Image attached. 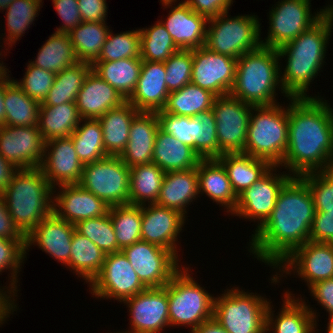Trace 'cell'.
I'll return each instance as SVG.
<instances>
[{"instance_id":"ffe728a7","label":"cell","mask_w":333,"mask_h":333,"mask_svg":"<svg viewBox=\"0 0 333 333\" xmlns=\"http://www.w3.org/2000/svg\"><path fill=\"white\" fill-rule=\"evenodd\" d=\"M141 240L172 251L178 256L180 232L186 217L178 210L154 204L141 205Z\"/></svg>"},{"instance_id":"4fadbf2b","label":"cell","mask_w":333,"mask_h":333,"mask_svg":"<svg viewBox=\"0 0 333 333\" xmlns=\"http://www.w3.org/2000/svg\"><path fill=\"white\" fill-rule=\"evenodd\" d=\"M88 287L94 298L119 303L147 289L122 251L105 255L101 271Z\"/></svg>"},{"instance_id":"d6986e66","label":"cell","mask_w":333,"mask_h":333,"mask_svg":"<svg viewBox=\"0 0 333 333\" xmlns=\"http://www.w3.org/2000/svg\"><path fill=\"white\" fill-rule=\"evenodd\" d=\"M45 140L38 126H1L0 154L17 169L40 168Z\"/></svg>"},{"instance_id":"f35d334b","label":"cell","mask_w":333,"mask_h":333,"mask_svg":"<svg viewBox=\"0 0 333 333\" xmlns=\"http://www.w3.org/2000/svg\"><path fill=\"white\" fill-rule=\"evenodd\" d=\"M165 172L155 163L130 168L129 204H154L160 194Z\"/></svg>"},{"instance_id":"03108f58","label":"cell","mask_w":333,"mask_h":333,"mask_svg":"<svg viewBox=\"0 0 333 333\" xmlns=\"http://www.w3.org/2000/svg\"><path fill=\"white\" fill-rule=\"evenodd\" d=\"M189 333H228L214 318L202 323Z\"/></svg>"},{"instance_id":"91938a15","label":"cell","mask_w":333,"mask_h":333,"mask_svg":"<svg viewBox=\"0 0 333 333\" xmlns=\"http://www.w3.org/2000/svg\"><path fill=\"white\" fill-rule=\"evenodd\" d=\"M308 290L313 300L328 313V319L333 317V278L315 282Z\"/></svg>"},{"instance_id":"7402d4cb","label":"cell","mask_w":333,"mask_h":333,"mask_svg":"<svg viewBox=\"0 0 333 333\" xmlns=\"http://www.w3.org/2000/svg\"><path fill=\"white\" fill-rule=\"evenodd\" d=\"M84 165L79 160L71 137L45 142L40 169L54 188L63 184H79Z\"/></svg>"},{"instance_id":"cb8c5ba5","label":"cell","mask_w":333,"mask_h":333,"mask_svg":"<svg viewBox=\"0 0 333 333\" xmlns=\"http://www.w3.org/2000/svg\"><path fill=\"white\" fill-rule=\"evenodd\" d=\"M75 230L74 224L59 218L53 212L25 237V255L30 251V247L35 245L66 267L70 259L71 240Z\"/></svg>"},{"instance_id":"8c879c8a","label":"cell","mask_w":333,"mask_h":333,"mask_svg":"<svg viewBox=\"0 0 333 333\" xmlns=\"http://www.w3.org/2000/svg\"><path fill=\"white\" fill-rule=\"evenodd\" d=\"M180 0H160V2H178Z\"/></svg>"},{"instance_id":"11a10c76","label":"cell","mask_w":333,"mask_h":333,"mask_svg":"<svg viewBox=\"0 0 333 333\" xmlns=\"http://www.w3.org/2000/svg\"><path fill=\"white\" fill-rule=\"evenodd\" d=\"M160 129L193 148L194 117L157 113Z\"/></svg>"},{"instance_id":"c3c4849f","label":"cell","mask_w":333,"mask_h":333,"mask_svg":"<svg viewBox=\"0 0 333 333\" xmlns=\"http://www.w3.org/2000/svg\"><path fill=\"white\" fill-rule=\"evenodd\" d=\"M192 138L193 149L201 159H217L219 157L216 120L212 109L194 117Z\"/></svg>"},{"instance_id":"1f68e13d","label":"cell","mask_w":333,"mask_h":333,"mask_svg":"<svg viewBox=\"0 0 333 333\" xmlns=\"http://www.w3.org/2000/svg\"><path fill=\"white\" fill-rule=\"evenodd\" d=\"M139 111L128 101L98 118L108 156H120L129 141L130 125Z\"/></svg>"},{"instance_id":"836d02e7","label":"cell","mask_w":333,"mask_h":333,"mask_svg":"<svg viewBox=\"0 0 333 333\" xmlns=\"http://www.w3.org/2000/svg\"><path fill=\"white\" fill-rule=\"evenodd\" d=\"M142 61L141 58L95 61L92 71L108 82L127 101L136 89Z\"/></svg>"},{"instance_id":"6125c7cd","label":"cell","mask_w":333,"mask_h":333,"mask_svg":"<svg viewBox=\"0 0 333 333\" xmlns=\"http://www.w3.org/2000/svg\"><path fill=\"white\" fill-rule=\"evenodd\" d=\"M0 238L25 240V236L18 230L11 219L2 193H0Z\"/></svg>"},{"instance_id":"2644e50d","label":"cell","mask_w":333,"mask_h":333,"mask_svg":"<svg viewBox=\"0 0 333 333\" xmlns=\"http://www.w3.org/2000/svg\"><path fill=\"white\" fill-rule=\"evenodd\" d=\"M0 56H4L5 55L2 54V51L0 52ZM2 57H0L1 59ZM2 62V63H1ZM8 66H5V63H3V61L0 60V75L7 69Z\"/></svg>"},{"instance_id":"603a6c76","label":"cell","mask_w":333,"mask_h":333,"mask_svg":"<svg viewBox=\"0 0 333 333\" xmlns=\"http://www.w3.org/2000/svg\"><path fill=\"white\" fill-rule=\"evenodd\" d=\"M58 187L53 188V212L71 224L104 216L109 211V206L102 199L80 184H63Z\"/></svg>"},{"instance_id":"be15d7a7","label":"cell","mask_w":333,"mask_h":333,"mask_svg":"<svg viewBox=\"0 0 333 333\" xmlns=\"http://www.w3.org/2000/svg\"><path fill=\"white\" fill-rule=\"evenodd\" d=\"M16 170L17 168L0 154V193L7 188Z\"/></svg>"},{"instance_id":"277c9868","label":"cell","mask_w":333,"mask_h":333,"mask_svg":"<svg viewBox=\"0 0 333 333\" xmlns=\"http://www.w3.org/2000/svg\"><path fill=\"white\" fill-rule=\"evenodd\" d=\"M53 191L40 168L14 172L2 194L14 225L25 237L53 213Z\"/></svg>"},{"instance_id":"ab89813d","label":"cell","mask_w":333,"mask_h":333,"mask_svg":"<svg viewBox=\"0 0 333 333\" xmlns=\"http://www.w3.org/2000/svg\"><path fill=\"white\" fill-rule=\"evenodd\" d=\"M106 22H81L68 35L78 62L93 64L110 31Z\"/></svg>"},{"instance_id":"003e7915","label":"cell","mask_w":333,"mask_h":333,"mask_svg":"<svg viewBox=\"0 0 333 333\" xmlns=\"http://www.w3.org/2000/svg\"><path fill=\"white\" fill-rule=\"evenodd\" d=\"M5 96V71L0 75V127L6 125Z\"/></svg>"},{"instance_id":"5b68a950","label":"cell","mask_w":333,"mask_h":333,"mask_svg":"<svg viewBox=\"0 0 333 333\" xmlns=\"http://www.w3.org/2000/svg\"><path fill=\"white\" fill-rule=\"evenodd\" d=\"M278 50L260 46L237 59L235 82L230 94L254 106L273 105L279 91L289 98L280 82ZM281 89V90H280Z\"/></svg>"},{"instance_id":"8992f818","label":"cell","mask_w":333,"mask_h":333,"mask_svg":"<svg viewBox=\"0 0 333 333\" xmlns=\"http://www.w3.org/2000/svg\"><path fill=\"white\" fill-rule=\"evenodd\" d=\"M253 106L248 123L244 154L279 166L288 145V105Z\"/></svg>"},{"instance_id":"bcb514c9","label":"cell","mask_w":333,"mask_h":333,"mask_svg":"<svg viewBox=\"0 0 333 333\" xmlns=\"http://www.w3.org/2000/svg\"><path fill=\"white\" fill-rule=\"evenodd\" d=\"M140 30V58L145 61L166 62L179 50L166 27L159 21Z\"/></svg>"},{"instance_id":"f546056e","label":"cell","mask_w":333,"mask_h":333,"mask_svg":"<svg viewBox=\"0 0 333 333\" xmlns=\"http://www.w3.org/2000/svg\"><path fill=\"white\" fill-rule=\"evenodd\" d=\"M197 175L199 194H205L230 215L237 204V196L223 165L217 159H202L197 165Z\"/></svg>"},{"instance_id":"b9f144b4","label":"cell","mask_w":333,"mask_h":333,"mask_svg":"<svg viewBox=\"0 0 333 333\" xmlns=\"http://www.w3.org/2000/svg\"><path fill=\"white\" fill-rule=\"evenodd\" d=\"M92 70V65L85 62H77L71 67L58 72L54 84L41 103L46 106H57L66 102L75 103L83 82Z\"/></svg>"},{"instance_id":"8d00e7d4","label":"cell","mask_w":333,"mask_h":333,"mask_svg":"<svg viewBox=\"0 0 333 333\" xmlns=\"http://www.w3.org/2000/svg\"><path fill=\"white\" fill-rule=\"evenodd\" d=\"M105 260V253L90 239L76 230L71 240V253L66 267L73 274L83 278L88 285L99 274Z\"/></svg>"},{"instance_id":"9a60e30c","label":"cell","mask_w":333,"mask_h":333,"mask_svg":"<svg viewBox=\"0 0 333 333\" xmlns=\"http://www.w3.org/2000/svg\"><path fill=\"white\" fill-rule=\"evenodd\" d=\"M121 251L147 288L164 287L182 267L181 259L172 251L142 240Z\"/></svg>"},{"instance_id":"89a4df30","label":"cell","mask_w":333,"mask_h":333,"mask_svg":"<svg viewBox=\"0 0 333 333\" xmlns=\"http://www.w3.org/2000/svg\"><path fill=\"white\" fill-rule=\"evenodd\" d=\"M328 320L329 321L326 325L327 327H325V328H327L326 333H333V317L329 318Z\"/></svg>"},{"instance_id":"ee69618b","label":"cell","mask_w":333,"mask_h":333,"mask_svg":"<svg viewBox=\"0 0 333 333\" xmlns=\"http://www.w3.org/2000/svg\"><path fill=\"white\" fill-rule=\"evenodd\" d=\"M70 137L83 165L108 157L98 119H82Z\"/></svg>"},{"instance_id":"30bf717a","label":"cell","mask_w":333,"mask_h":333,"mask_svg":"<svg viewBox=\"0 0 333 333\" xmlns=\"http://www.w3.org/2000/svg\"><path fill=\"white\" fill-rule=\"evenodd\" d=\"M312 14L311 0H279L269 10L267 37L261 45L278 49L313 26L332 6L333 1Z\"/></svg>"},{"instance_id":"f907efd6","label":"cell","mask_w":333,"mask_h":333,"mask_svg":"<svg viewBox=\"0 0 333 333\" xmlns=\"http://www.w3.org/2000/svg\"><path fill=\"white\" fill-rule=\"evenodd\" d=\"M75 228L79 234L90 239L105 255L118 252V244L109 212L104 216L79 221Z\"/></svg>"},{"instance_id":"4dcf8cb0","label":"cell","mask_w":333,"mask_h":333,"mask_svg":"<svg viewBox=\"0 0 333 333\" xmlns=\"http://www.w3.org/2000/svg\"><path fill=\"white\" fill-rule=\"evenodd\" d=\"M201 160L192 147L159 128L155 138L153 163L165 173L196 168Z\"/></svg>"},{"instance_id":"ba28073f","label":"cell","mask_w":333,"mask_h":333,"mask_svg":"<svg viewBox=\"0 0 333 333\" xmlns=\"http://www.w3.org/2000/svg\"><path fill=\"white\" fill-rule=\"evenodd\" d=\"M232 287L214 297L213 318L228 333H266V312L271 299L239 286Z\"/></svg>"},{"instance_id":"2e32d148","label":"cell","mask_w":333,"mask_h":333,"mask_svg":"<svg viewBox=\"0 0 333 333\" xmlns=\"http://www.w3.org/2000/svg\"><path fill=\"white\" fill-rule=\"evenodd\" d=\"M280 168L272 166L252 186L239 194L230 215L257 222L254 230L258 229L271 215L281 188L292 177L287 171L280 172Z\"/></svg>"},{"instance_id":"7bdbcfd3","label":"cell","mask_w":333,"mask_h":333,"mask_svg":"<svg viewBox=\"0 0 333 333\" xmlns=\"http://www.w3.org/2000/svg\"><path fill=\"white\" fill-rule=\"evenodd\" d=\"M43 0H14L6 9V33H2L0 40H4L3 46L6 52L9 47L17 43L20 38L24 36L26 30H29L30 25H34L33 21L39 16L40 7L42 8ZM38 15V16H37ZM5 35V38L2 36ZM1 44V42H0ZM8 45V46H7Z\"/></svg>"},{"instance_id":"5bb4252c","label":"cell","mask_w":333,"mask_h":333,"mask_svg":"<svg viewBox=\"0 0 333 333\" xmlns=\"http://www.w3.org/2000/svg\"><path fill=\"white\" fill-rule=\"evenodd\" d=\"M252 104L231 94L216 96L212 111L216 120L219 156L244 153Z\"/></svg>"},{"instance_id":"816d5d0a","label":"cell","mask_w":333,"mask_h":333,"mask_svg":"<svg viewBox=\"0 0 333 333\" xmlns=\"http://www.w3.org/2000/svg\"><path fill=\"white\" fill-rule=\"evenodd\" d=\"M193 49H179L164 62L166 86L169 92L180 90L191 83Z\"/></svg>"},{"instance_id":"f1b7e54d","label":"cell","mask_w":333,"mask_h":333,"mask_svg":"<svg viewBox=\"0 0 333 333\" xmlns=\"http://www.w3.org/2000/svg\"><path fill=\"white\" fill-rule=\"evenodd\" d=\"M200 197L197 167L166 172L156 204L178 210L186 218L187 207Z\"/></svg>"},{"instance_id":"d4e9b609","label":"cell","mask_w":333,"mask_h":333,"mask_svg":"<svg viewBox=\"0 0 333 333\" xmlns=\"http://www.w3.org/2000/svg\"><path fill=\"white\" fill-rule=\"evenodd\" d=\"M170 9L167 18L160 20L179 49H197L205 45L208 18L194 12L184 1L160 2ZM177 5H176V4Z\"/></svg>"},{"instance_id":"ac0fdd59","label":"cell","mask_w":333,"mask_h":333,"mask_svg":"<svg viewBox=\"0 0 333 333\" xmlns=\"http://www.w3.org/2000/svg\"><path fill=\"white\" fill-rule=\"evenodd\" d=\"M237 59L212 52L206 46L193 49L191 83L216 96L230 94L235 82Z\"/></svg>"},{"instance_id":"a7ac6f4b","label":"cell","mask_w":333,"mask_h":333,"mask_svg":"<svg viewBox=\"0 0 333 333\" xmlns=\"http://www.w3.org/2000/svg\"><path fill=\"white\" fill-rule=\"evenodd\" d=\"M14 0H0V11L3 12Z\"/></svg>"},{"instance_id":"753ad0ef","label":"cell","mask_w":333,"mask_h":333,"mask_svg":"<svg viewBox=\"0 0 333 333\" xmlns=\"http://www.w3.org/2000/svg\"><path fill=\"white\" fill-rule=\"evenodd\" d=\"M108 333H109V332H108ZM110 333H112V332H110ZM114 333H124V332L118 331V332H114Z\"/></svg>"},{"instance_id":"e7e4bbea","label":"cell","mask_w":333,"mask_h":333,"mask_svg":"<svg viewBox=\"0 0 333 333\" xmlns=\"http://www.w3.org/2000/svg\"><path fill=\"white\" fill-rule=\"evenodd\" d=\"M17 306L0 290V327L7 322L11 314L17 311Z\"/></svg>"},{"instance_id":"d590c367","label":"cell","mask_w":333,"mask_h":333,"mask_svg":"<svg viewBox=\"0 0 333 333\" xmlns=\"http://www.w3.org/2000/svg\"><path fill=\"white\" fill-rule=\"evenodd\" d=\"M82 120L76 103L66 102L57 106L40 105L38 129L45 142L70 137Z\"/></svg>"},{"instance_id":"9c48e42d","label":"cell","mask_w":333,"mask_h":333,"mask_svg":"<svg viewBox=\"0 0 333 333\" xmlns=\"http://www.w3.org/2000/svg\"><path fill=\"white\" fill-rule=\"evenodd\" d=\"M229 11L210 18L205 45L212 52L238 59L261 46V23L257 15L232 16Z\"/></svg>"},{"instance_id":"6da1fadb","label":"cell","mask_w":333,"mask_h":333,"mask_svg":"<svg viewBox=\"0 0 333 333\" xmlns=\"http://www.w3.org/2000/svg\"><path fill=\"white\" fill-rule=\"evenodd\" d=\"M315 213L308 185L300 176H292L281 188L271 215L249 236L248 252L274 271L310 240Z\"/></svg>"},{"instance_id":"e0dca14e","label":"cell","mask_w":333,"mask_h":333,"mask_svg":"<svg viewBox=\"0 0 333 333\" xmlns=\"http://www.w3.org/2000/svg\"><path fill=\"white\" fill-rule=\"evenodd\" d=\"M123 304L127 305L130 317V329L122 331L124 333H161L170 327L167 284L161 288H147Z\"/></svg>"},{"instance_id":"f6af8a7d","label":"cell","mask_w":333,"mask_h":333,"mask_svg":"<svg viewBox=\"0 0 333 333\" xmlns=\"http://www.w3.org/2000/svg\"><path fill=\"white\" fill-rule=\"evenodd\" d=\"M108 212L114 228L118 252L124 247L141 241V206L123 204L109 207Z\"/></svg>"},{"instance_id":"74e56055","label":"cell","mask_w":333,"mask_h":333,"mask_svg":"<svg viewBox=\"0 0 333 333\" xmlns=\"http://www.w3.org/2000/svg\"><path fill=\"white\" fill-rule=\"evenodd\" d=\"M216 95L192 83L169 93L164 108L157 113L196 117L212 109Z\"/></svg>"},{"instance_id":"6f0895ef","label":"cell","mask_w":333,"mask_h":333,"mask_svg":"<svg viewBox=\"0 0 333 333\" xmlns=\"http://www.w3.org/2000/svg\"><path fill=\"white\" fill-rule=\"evenodd\" d=\"M310 241L333 244V212H316L310 230Z\"/></svg>"},{"instance_id":"e575fe53","label":"cell","mask_w":333,"mask_h":333,"mask_svg":"<svg viewBox=\"0 0 333 333\" xmlns=\"http://www.w3.org/2000/svg\"><path fill=\"white\" fill-rule=\"evenodd\" d=\"M9 69L5 70V96L7 126H38L41 103L27 96L10 77Z\"/></svg>"},{"instance_id":"f5cc1de1","label":"cell","mask_w":333,"mask_h":333,"mask_svg":"<svg viewBox=\"0 0 333 333\" xmlns=\"http://www.w3.org/2000/svg\"><path fill=\"white\" fill-rule=\"evenodd\" d=\"M300 177L311 191L316 212H333V168Z\"/></svg>"},{"instance_id":"4316f807","label":"cell","mask_w":333,"mask_h":333,"mask_svg":"<svg viewBox=\"0 0 333 333\" xmlns=\"http://www.w3.org/2000/svg\"><path fill=\"white\" fill-rule=\"evenodd\" d=\"M157 112H139L131 122L129 141L119 156L128 166L153 163V150L159 130Z\"/></svg>"},{"instance_id":"7dc6e473","label":"cell","mask_w":333,"mask_h":333,"mask_svg":"<svg viewBox=\"0 0 333 333\" xmlns=\"http://www.w3.org/2000/svg\"><path fill=\"white\" fill-rule=\"evenodd\" d=\"M25 258V240H12L7 238H0V275L4 271H9L7 286H0V290L18 307L15 297H17L19 283L18 276L24 265ZM19 274V275H18Z\"/></svg>"},{"instance_id":"d6a6232c","label":"cell","mask_w":333,"mask_h":333,"mask_svg":"<svg viewBox=\"0 0 333 333\" xmlns=\"http://www.w3.org/2000/svg\"><path fill=\"white\" fill-rule=\"evenodd\" d=\"M217 160L225 168L236 196L252 186L272 167L268 161L244 153H223Z\"/></svg>"},{"instance_id":"484cf974","label":"cell","mask_w":333,"mask_h":333,"mask_svg":"<svg viewBox=\"0 0 333 333\" xmlns=\"http://www.w3.org/2000/svg\"><path fill=\"white\" fill-rule=\"evenodd\" d=\"M164 62L142 61L136 89L127 100L139 112H158L164 108L169 91Z\"/></svg>"},{"instance_id":"7a4b0ae2","label":"cell","mask_w":333,"mask_h":333,"mask_svg":"<svg viewBox=\"0 0 333 333\" xmlns=\"http://www.w3.org/2000/svg\"><path fill=\"white\" fill-rule=\"evenodd\" d=\"M288 145L279 165L291 176L333 168V106L321 98H288Z\"/></svg>"},{"instance_id":"db71d44e","label":"cell","mask_w":333,"mask_h":333,"mask_svg":"<svg viewBox=\"0 0 333 333\" xmlns=\"http://www.w3.org/2000/svg\"><path fill=\"white\" fill-rule=\"evenodd\" d=\"M56 74L36 67L28 62L24 77L13 81L24 91V93L42 103L49 90L54 84Z\"/></svg>"},{"instance_id":"52a82bcc","label":"cell","mask_w":333,"mask_h":333,"mask_svg":"<svg viewBox=\"0 0 333 333\" xmlns=\"http://www.w3.org/2000/svg\"><path fill=\"white\" fill-rule=\"evenodd\" d=\"M189 267L183 265L173 275L167 294L170 327H190L192 331L213 318L214 294L199 285Z\"/></svg>"},{"instance_id":"680465c9","label":"cell","mask_w":333,"mask_h":333,"mask_svg":"<svg viewBox=\"0 0 333 333\" xmlns=\"http://www.w3.org/2000/svg\"><path fill=\"white\" fill-rule=\"evenodd\" d=\"M194 12L207 17H217L230 10L233 0H183Z\"/></svg>"},{"instance_id":"3957f363","label":"cell","mask_w":333,"mask_h":333,"mask_svg":"<svg viewBox=\"0 0 333 333\" xmlns=\"http://www.w3.org/2000/svg\"><path fill=\"white\" fill-rule=\"evenodd\" d=\"M332 30L333 5L313 26L277 49L279 60L286 59L284 69L280 64V82L289 98H321V95L310 96L307 92L326 63Z\"/></svg>"},{"instance_id":"9f6ffc18","label":"cell","mask_w":333,"mask_h":333,"mask_svg":"<svg viewBox=\"0 0 333 333\" xmlns=\"http://www.w3.org/2000/svg\"><path fill=\"white\" fill-rule=\"evenodd\" d=\"M52 3L63 23L62 26L56 27V32L69 34L82 22L78 0H52Z\"/></svg>"},{"instance_id":"681fc988","label":"cell","mask_w":333,"mask_h":333,"mask_svg":"<svg viewBox=\"0 0 333 333\" xmlns=\"http://www.w3.org/2000/svg\"><path fill=\"white\" fill-rule=\"evenodd\" d=\"M140 30H128L113 34L110 31L96 61H114L140 58Z\"/></svg>"},{"instance_id":"7c38bea8","label":"cell","mask_w":333,"mask_h":333,"mask_svg":"<svg viewBox=\"0 0 333 333\" xmlns=\"http://www.w3.org/2000/svg\"><path fill=\"white\" fill-rule=\"evenodd\" d=\"M274 270L275 274L269 280L275 285L283 277L287 278L286 275L292 274L304 280L308 288L315 282L333 278V244L309 240L296 248Z\"/></svg>"},{"instance_id":"83f0119b","label":"cell","mask_w":333,"mask_h":333,"mask_svg":"<svg viewBox=\"0 0 333 333\" xmlns=\"http://www.w3.org/2000/svg\"><path fill=\"white\" fill-rule=\"evenodd\" d=\"M126 100L108 82L92 70L86 76L76 98V107L82 119H98Z\"/></svg>"},{"instance_id":"60d3db41","label":"cell","mask_w":333,"mask_h":333,"mask_svg":"<svg viewBox=\"0 0 333 333\" xmlns=\"http://www.w3.org/2000/svg\"><path fill=\"white\" fill-rule=\"evenodd\" d=\"M48 38L30 64L57 74L78 62L68 34L55 31Z\"/></svg>"},{"instance_id":"8fae6325","label":"cell","mask_w":333,"mask_h":333,"mask_svg":"<svg viewBox=\"0 0 333 333\" xmlns=\"http://www.w3.org/2000/svg\"><path fill=\"white\" fill-rule=\"evenodd\" d=\"M130 167L119 156L85 164L80 185L109 207L129 204Z\"/></svg>"},{"instance_id":"94428289","label":"cell","mask_w":333,"mask_h":333,"mask_svg":"<svg viewBox=\"0 0 333 333\" xmlns=\"http://www.w3.org/2000/svg\"><path fill=\"white\" fill-rule=\"evenodd\" d=\"M106 0H78L82 22H106L108 4Z\"/></svg>"},{"instance_id":"44dd1931","label":"cell","mask_w":333,"mask_h":333,"mask_svg":"<svg viewBox=\"0 0 333 333\" xmlns=\"http://www.w3.org/2000/svg\"><path fill=\"white\" fill-rule=\"evenodd\" d=\"M281 309L278 315L274 314V306L268 305L266 312V333H315L318 327V313L310 307L309 301L286 290L283 293ZM300 296V298H299ZM276 315V316H275Z\"/></svg>"}]
</instances>
